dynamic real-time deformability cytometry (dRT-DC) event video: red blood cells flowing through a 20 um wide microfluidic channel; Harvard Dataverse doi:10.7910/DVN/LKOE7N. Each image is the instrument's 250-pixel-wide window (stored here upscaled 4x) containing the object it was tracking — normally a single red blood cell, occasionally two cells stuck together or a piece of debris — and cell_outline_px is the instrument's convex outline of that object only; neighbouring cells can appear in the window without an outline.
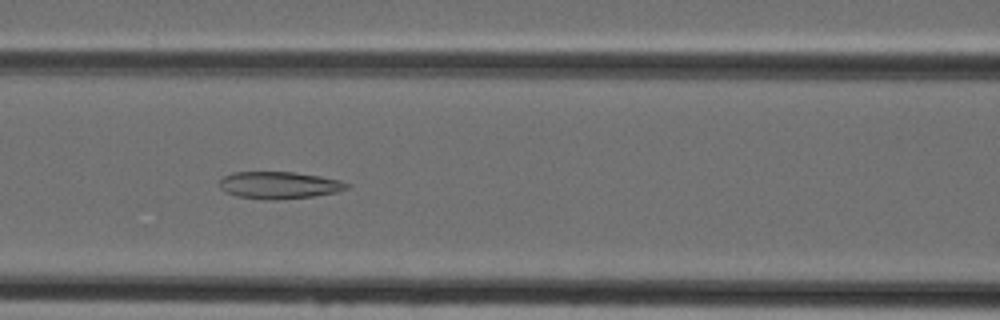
{"species": "Egyptian fruit bat (a non-hibernating species)", "species_latin": "Rousettus aegyptiacus", "temperature_condition": "cold", "stored_images_in_passage": 48, "camera_frame_rate_fps": 3000, "um_per_image_px": 0.085, "animal": {"sex": "female"}, "frame": {"image": 1, "passage_image": 21, "time_ms": 6.667, "image_size_px": [1000, 320], "cell_outline_px": [[352, 184], [348, 188], [336, 192], [312, 196], [276, 200], [264, 200], [236, 196], [224, 192], [220, 188], [220, 180], [224, 176], [232, 172], [296, 172], [320, 176], [340, 180]], "centroid_in_image_um": [23.72, 15.74], "position_along_channel_um": 142.9, "area_um2": 20.29}}
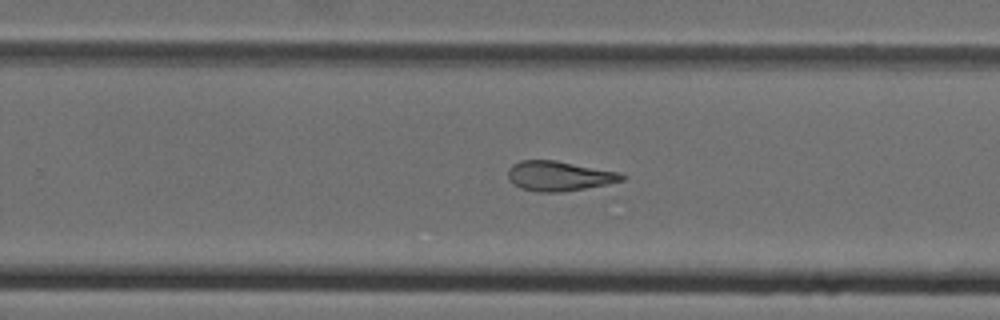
{"frame": {"image": 2, "passage_image": 31, "time_ms": 10.0, "image_size_px": [1000, 320], "cell_outline_px": [[628, 176], [624, 180], [584, 188], [560, 192], [536, 192], [520, 188], [512, 184], [508, 180], [508, 168], [512, 164], [520, 160], [556, 160], [620, 172]], "centroid_in_image_um": [47.48, 14.95], "position_along_channel_um": 282.3, "area_um2": 19.94}}
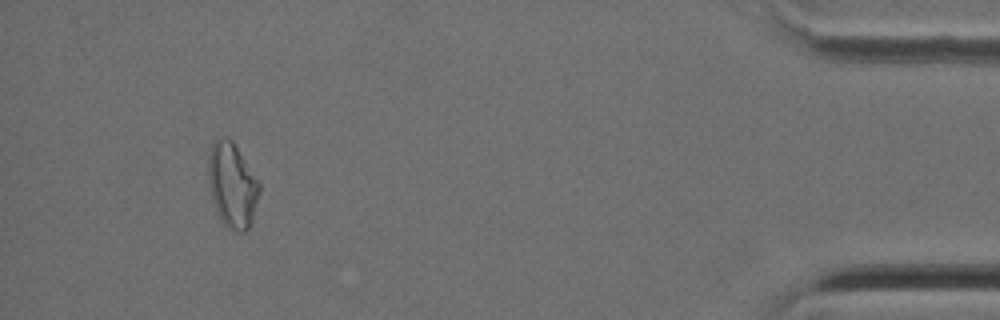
{"frame": {"image": 3, "passage_image": 45, "time_ms": 14.667, "image_size_px": [1000, 320], "cell_outline_px": [[260, 192], [252, 220], [248, 228], [244, 232], [232, 232], [224, 224], [212, 200], [208, 180], [208, 156], [212, 144], [216, 140], [224, 136], [232, 140], [260, 184]], "centroid_in_image_um": [19.73, 15.75], "position_along_channel_um": 415.5, "area_um2": 25.03}}